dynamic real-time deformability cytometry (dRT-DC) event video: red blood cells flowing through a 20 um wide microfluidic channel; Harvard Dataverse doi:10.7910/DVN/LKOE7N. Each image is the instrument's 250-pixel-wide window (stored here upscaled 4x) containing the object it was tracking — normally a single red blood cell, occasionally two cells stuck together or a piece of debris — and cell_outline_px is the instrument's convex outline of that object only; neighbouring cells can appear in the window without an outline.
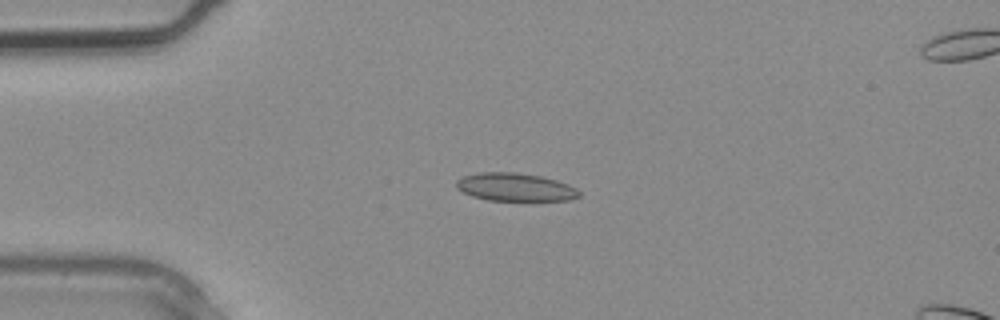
{"species": "common noctule bat (a hibernating species)", "species_latin": "Nyctalus noctula", "temperature_condition": "warm", "stored_images_in_passage": 4, "camera_frame_rate_fps": 3000, "um_per_image_px": 0.085, "animal": {"sex": "male", "body_mass_g": 20.4}, "frame": {"image": 1, "passage_image": 3, "time_ms": 0.667, "image_size_px": [1000, 320], "cell_outline_px": [[580, 196], [572, 200], [488, 200], [472, 196], [456, 188], [456, 180], [464, 176], [480, 172], [516, 172], [540, 176], [556, 180], [568, 184], [576, 188], [580, 192]], "centroid_in_image_um": [43.8, 15.9], "position_along_channel_um": 41.2, "area_um2": 20.0}}